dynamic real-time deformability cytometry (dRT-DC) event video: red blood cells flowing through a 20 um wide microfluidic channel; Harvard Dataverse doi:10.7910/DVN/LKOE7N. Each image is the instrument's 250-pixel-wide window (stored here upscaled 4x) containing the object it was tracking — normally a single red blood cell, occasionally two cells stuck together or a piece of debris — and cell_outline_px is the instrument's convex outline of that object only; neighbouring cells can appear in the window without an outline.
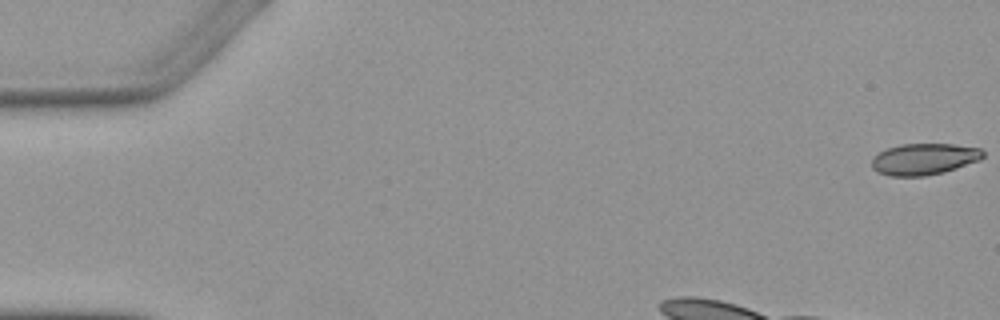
{"species": "Egyptian fruit bat (a non-hibernating species)", "species_latin": "Rousettus aegyptiacus", "temperature_condition": "warm", "stored_images_in_passage": 4, "camera_frame_rate_fps": 3000, "um_per_image_px": 0.085, "animal": {"sex": "female"}, "frame": {"image": 1, "passage_image": 1, "time_ms": 0.0, "image_size_px": [1000, 320], "cell_outline_px": [[984, 156], [980, 160], [944, 172], [924, 176], [888, 176], [872, 168], [872, 156], [888, 148], [900, 144], [952, 144], [980, 148], [984, 152]], "centroid_in_image_um": [78.55, 13.52], "position_along_channel_um": 6.5, "area_um2": 20.35}}